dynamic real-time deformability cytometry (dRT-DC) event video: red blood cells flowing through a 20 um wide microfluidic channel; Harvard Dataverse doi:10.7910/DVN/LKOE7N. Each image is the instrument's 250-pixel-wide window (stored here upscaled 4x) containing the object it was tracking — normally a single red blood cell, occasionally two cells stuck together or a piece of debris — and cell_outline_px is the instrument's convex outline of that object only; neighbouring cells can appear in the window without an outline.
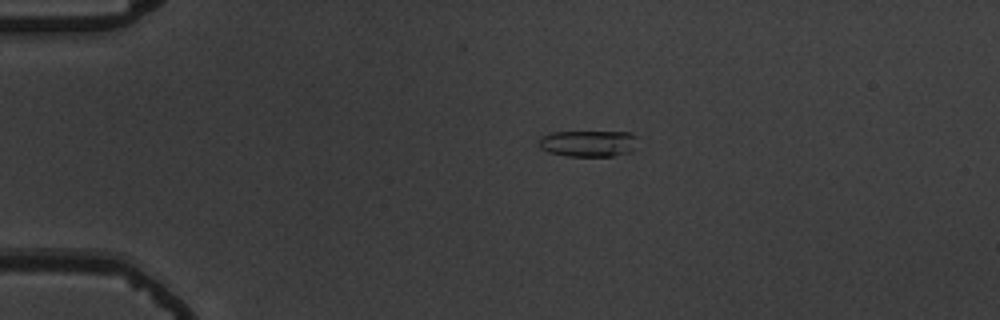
{"species": "common noctule bat (a hibernating species)", "species_latin": "Nyctalus noctula", "temperature_condition": "warm", "stored_images_in_passage": 44, "camera_frame_rate_fps": 3000, "um_per_image_px": 0.085, "animal": {"sex": "male", "body_mass_g": 19.5, "forearm_length_mm": 54.6}, "frame": {"image": 1, "passage_image": 1, "time_ms": 0.0, "image_size_px": [1000, 320], "cell_outline_px": [[636, 136], [632, 152], [612, 156], [568, 156], [548, 152], [540, 148], [536, 144], [540, 136], [552, 132], [632, 132]], "centroid_in_image_um": [49.95, 12.19], "position_along_channel_um": 35.1, "area_um2": 15.32}}
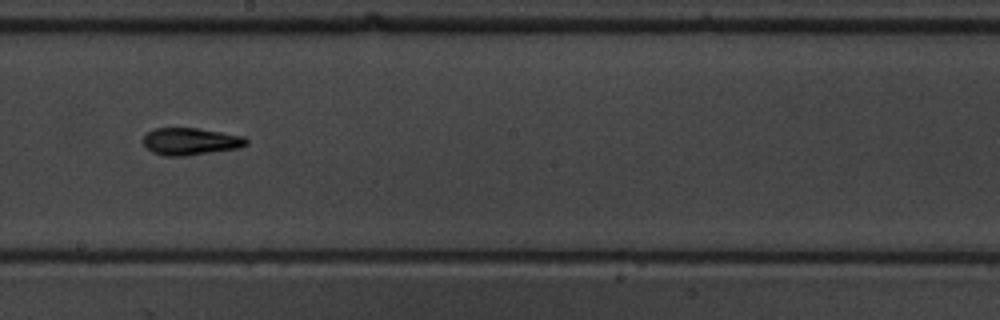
{"frame": {"image": 2, "passage_image": 21, "time_ms": 6.667, "image_size_px": [1000, 320], "cell_outline_px": [[248, 144], [240, 148], [188, 156], [164, 156], [152, 152], [144, 144], [144, 136], [152, 128], [196, 128], [244, 136], [248, 140]], "centroid_in_image_um": [16.21, 12.03], "position_along_channel_um": 232.0, "area_um2": 16.42}}
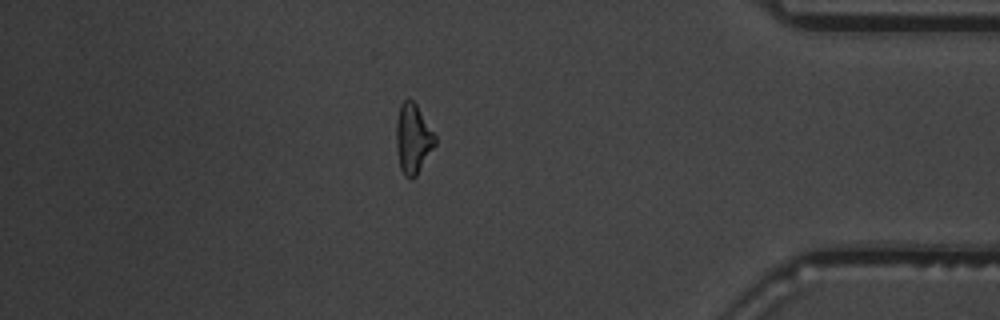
{"frame": {"image": 3, "passage_image": 37, "time_ms": 12.0, "image_size_px": [1000, 320], "cell_outline_px": [[436, 144], [416, 176], [412, 180], [404, 176], [400, 168], [396, 148], [396, 120], [400, 104], [408, 96], [416, 104], [436, 136]], "centroid_in_image_um": [35.09, 11.78], "position_along_channel_um": 400.1, "area_um2": 15.95}, "authors_computed_cell_mechanics": {"area_um2": 15.6349, "velocity_mm_per_s": 3.7174, "shape_relaxation_time_tau1_ms": 6.9432, "shape_relaxation_time_tau2_ms": 4.5373, "deformation_change_tau1": 0.236, "deformation_change_tau2": 0.15}}